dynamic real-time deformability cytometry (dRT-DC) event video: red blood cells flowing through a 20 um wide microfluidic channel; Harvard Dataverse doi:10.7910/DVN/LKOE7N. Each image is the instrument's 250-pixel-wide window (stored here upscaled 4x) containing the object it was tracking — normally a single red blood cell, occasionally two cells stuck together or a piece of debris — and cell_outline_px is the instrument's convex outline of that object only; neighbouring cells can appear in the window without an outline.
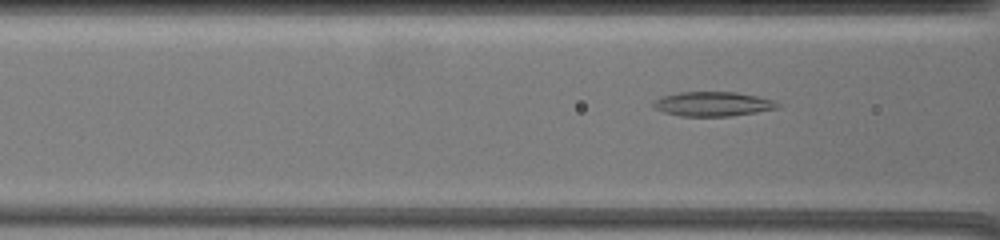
{"species": "common noctule bat (a hibernating species)", "species_latin": "Nyctalus noctula", "temperature_condition": "warm", "stored_images_in_passage": 26, "camera_frame_rate_fps": 3000, "um_per_image_px": 0.085, "animal": {"sex": "female", "body_mass_g": 19.5, "forearm_length_mm": 54.1}, "frame": {"image": 1, "passage_image": 19, "time_ms": 6.0, "image_size_px": [1000, 240], "cell_outline_px": [[780, 108], [732, 116], [680, 116], [664, 112], [652, 108], [652, 100], [660, 96], [680, 92], [736, 92], [756, 96], [772, 100], [780, 104]], "centroid_in_image_um": [60.53, 8.84], "position_along_channel_um": 106.1, "area_um2": 17.86}}